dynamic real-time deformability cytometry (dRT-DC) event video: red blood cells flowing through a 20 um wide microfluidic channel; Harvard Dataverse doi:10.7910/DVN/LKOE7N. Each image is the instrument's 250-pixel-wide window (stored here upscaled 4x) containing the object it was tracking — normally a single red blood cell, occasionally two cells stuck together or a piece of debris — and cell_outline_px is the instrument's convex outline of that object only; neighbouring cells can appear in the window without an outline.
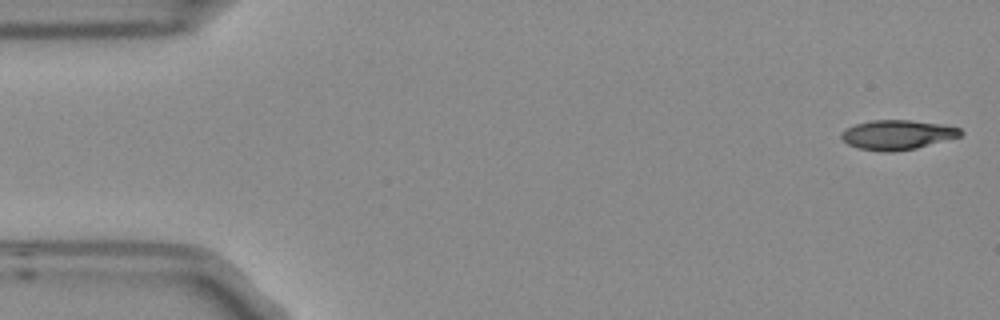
{"species": "Egyptian fruit bat (a non-hibernating species)", "species_latin": "Rousettus aegyptiacus", "temperature_condition": "room temperature", "stored_images_in_passage": 8, "camera_frame_rate_fps": 3000, "um_per_image_px": 0.085, "frame": {"image": 1, "passage_image": 1, "time_ms": 0.0, "image_size_px": [1000, 320], "cell_outline_px": [[964, 132], [960, 136], [916, 148], [892, 152], [884, 152], [856, 148], [848, 144], [840, 136], [840, 132], [844, 128], [856, 124], [872, 120], [912, 120], [940, 124], [960, 128]], "centroid_in_image_um": [76.23, 11.45], "position_along_channel_um": 8.8, "area_um2": 20.58}}
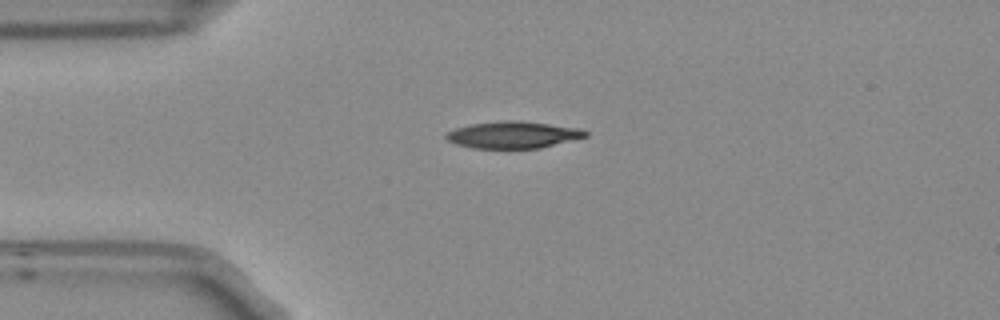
{"frame": {"image": 2, "passage_image": 4, "time_ms": 1.0, "image_size_px": [1000, 320], "cell_outline_px": [[588, 136], [540, 148], [472, 148], [456, 144], [448, 140], [444, 136], [448, 132], [456, 128], [472, 124], [500, 120], [520, 120], [580, 128], [588, 132]], "centroid_in_image_um": [43.62, 11.45], "position_along_channel_um": 41.4, "area_um2": 21.79}}